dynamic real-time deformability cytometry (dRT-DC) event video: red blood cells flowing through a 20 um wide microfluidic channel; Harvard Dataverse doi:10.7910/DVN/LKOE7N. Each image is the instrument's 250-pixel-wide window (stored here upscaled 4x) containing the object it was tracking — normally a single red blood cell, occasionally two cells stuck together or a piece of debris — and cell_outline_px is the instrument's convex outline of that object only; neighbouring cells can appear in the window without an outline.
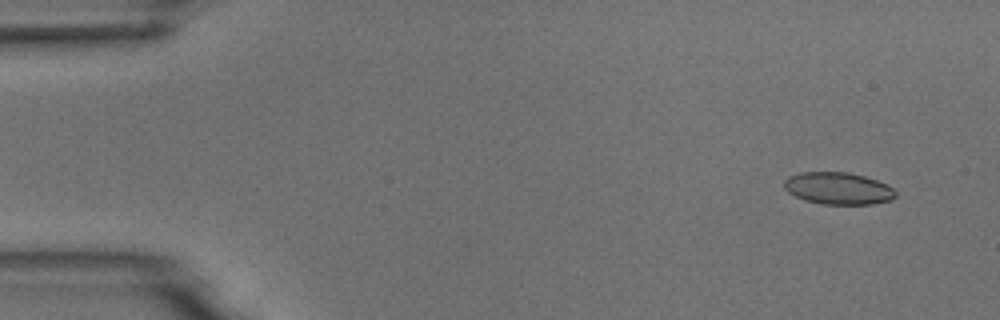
{"species": "common noctule bat (a hibernating species)", "species_latin": "Nyctalus noctula", "temperature_condition": "room temperature", "stored_images_in_passage": 5, "camera_frame_rate_fps": 3000, "um_per_image_px": 0.085, "animal": {"sex": "male", "body_mass_g": 18.8}, "frame": {"image": 1, "passage_image": 1, "time_ms": 0.0, "image_size_px": [1000, 320], "cell_outline_px": [[896, 196], [892, 200], [872, 204], [824, 204], [804, 200], [788, 192], [784, 188], [784, 180], [788, 176], [800, 172], [848, 172], [864, 176], [876, 180], [892, 188], [896, 192]], "centroid_in_image_um": [71.22, 16.01], "position_along_channel_um": 13.8, "area_um2": 20.81}}
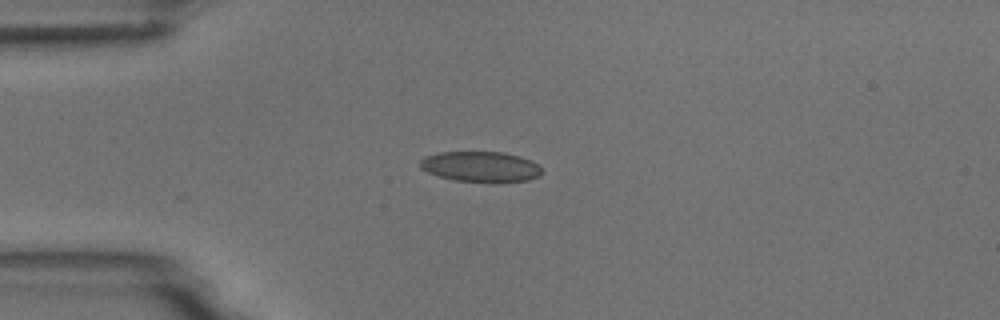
{"frame": {"image": 2, "passage_image": 4, "time_ms": 3.333, "image_size_px": [1000, 320], "cell_outline_px": [[540, 176], [528, 180], [496, 184], [492, 184], [452, 180], [428, 172], [420, 168], [420, 160], [424, 156], [440, 152], [504, 152], [520, 156], [536, 164], [540, 168]], "centroid_in_image_um": [40.84, 14.2], "position_along_channel_um": 44.2, "area_um2": 22.02}}